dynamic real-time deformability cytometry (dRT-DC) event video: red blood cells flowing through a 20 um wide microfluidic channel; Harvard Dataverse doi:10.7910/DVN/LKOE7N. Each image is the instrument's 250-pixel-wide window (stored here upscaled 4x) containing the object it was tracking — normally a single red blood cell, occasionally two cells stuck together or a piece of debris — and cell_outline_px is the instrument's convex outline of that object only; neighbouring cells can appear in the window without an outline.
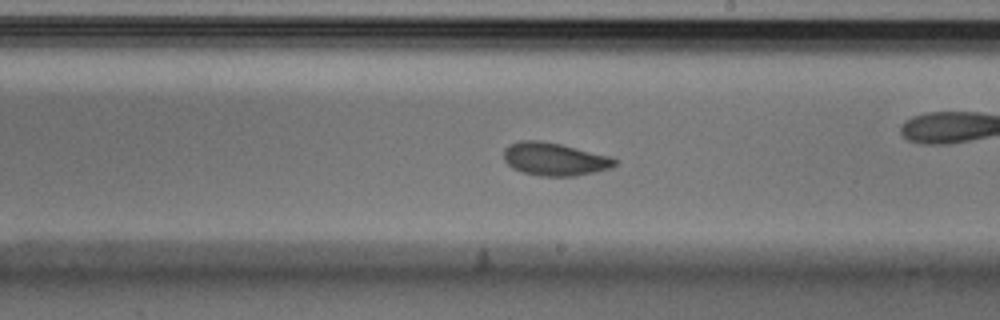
{"species": "Egyptian fruit bat (a non-hibernating species)", "species_latin": "Rousettus aegyptiacus", "temperature_condition": "cold", "stored_images_in_passage": 41, "camera_frame_rate_fps": 3000, "um_per_image_px": 0.085, "animal": {"sex": "male"}, "frame": {"image": 1, "passage_image": 18, "time_ms": 5.667, "image_size_px": [1000, 320], "cell_outline_px": [[620, 160], [612, 168], [576, 176], [540, 176], [524, 172], [512, 168], [504, 160], [504, 148], [508, 144], [520, 140], [540, 140], [560, 144], [612, 156]], "centroid_in_image_um": [47.16, 13.52], "position_along_channel_um": 241.8, "area_um2": 21.56}}